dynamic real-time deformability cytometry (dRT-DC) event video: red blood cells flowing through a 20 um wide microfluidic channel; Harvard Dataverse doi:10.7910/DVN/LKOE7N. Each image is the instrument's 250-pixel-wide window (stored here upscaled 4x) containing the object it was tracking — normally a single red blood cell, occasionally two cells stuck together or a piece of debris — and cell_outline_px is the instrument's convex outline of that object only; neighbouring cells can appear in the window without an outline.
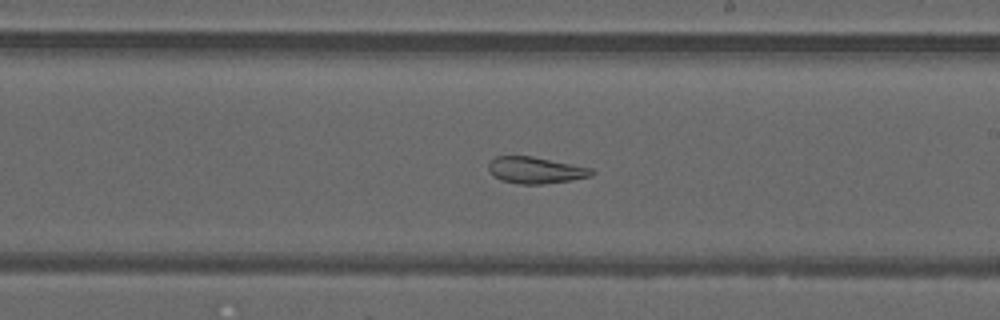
{"species": "common noctule bat (a hibernating species)", "species_latin": "Nyctalus noctula", "temperature_condition": "warm", "stored_images_in_passage": 49, "segment_of_instrument_passage": [2, 2], "camera_frame_rate_fps": 3000, "um_per_image_px": 0.085, "animal": {"sex": "male", "forearm_length_mm": 52.5}, "frame": {"image": 1, "passage_image": 28, "time_ms": 9.0, "image_size_px": [1000, 320], "cell_outline_px": [[596, 172], [592, 176], [572, 180], [540, 184], [520, 184], [500, 180], [492, 176], [488, 168], [488, 164], [496, 156], [532, 156], [592, 168]], "centroid_in_image_um": [45.53, 14.47], "position_along_channel_um": 243.5, "area_um2": 16.01}}
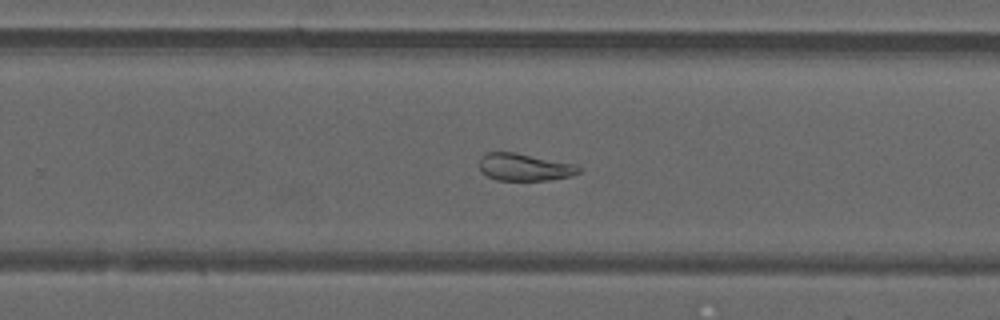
{"frame": {"image": 2, "passage_image": 31, "time_ms": 10.0, "image_size_px": [1000, 320], "cell_outline_px": [[580, 172], [572, 176], [548, 180], [496, 180], [480, 172], [476, 164], [480, 156], [488, 152], [512, 152], [576, 164], [580, 168]], "centroid_in_image_um": [44.51, 14.21], "position_along_channel_um": 285.3, "area_um2": 16.01}}
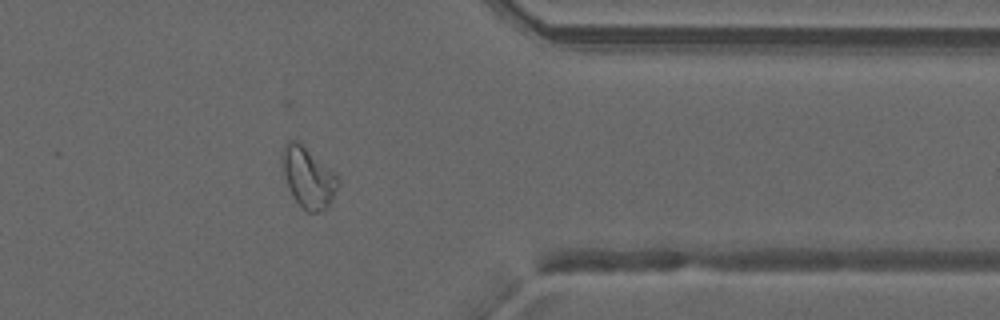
{"frame": {"image": 3, "passage_image": 39, "time_ms": 12.667, "image_size_px": [1000, 320], "cell_outline_px": [[340, 184], [328, 204], [320, 212], [308, 212], [292, 196], [288, 188], [280, 160], [284, 148], [288, 140], [300, 140], [336, 172], [340, 180]], "centroid_in_image_um": [26.2, 15.01], "position_along_channel_um": 385.2, "area_um2": 20.0}}